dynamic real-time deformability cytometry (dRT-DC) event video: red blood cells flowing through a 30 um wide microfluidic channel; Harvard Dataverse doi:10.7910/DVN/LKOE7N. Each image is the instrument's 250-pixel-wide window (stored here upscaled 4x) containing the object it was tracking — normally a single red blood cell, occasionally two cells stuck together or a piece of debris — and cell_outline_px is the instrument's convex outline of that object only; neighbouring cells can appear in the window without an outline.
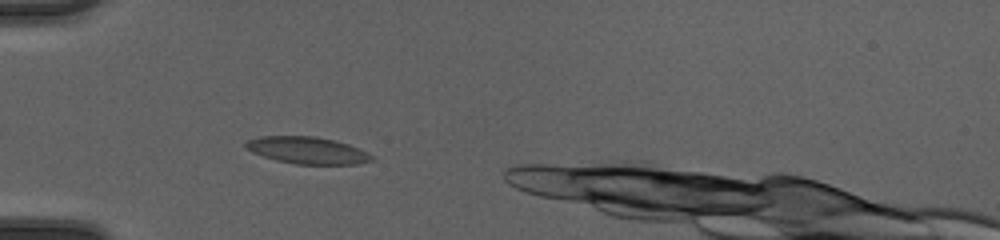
{"species": "common noctule bat (a hibernating species)", "species_latin": "Nyctalus noctula", "temperature_condition": "cold", "stored_images_in_passage": 29, "camera_frame_rate_fps": 3000, "um_per_image_px": 0.085, "animal": {"sex": "female", "body_mass_g": 20.0, "forearm_length_mm": 54.0}, "frame": {"image": 1, "passage_image": 2, "time_ms": 0.333, "image_size_px": [1000, 240], "cell_outline_px": [[376, 160], [356, 164], [296, 164], [276, 160], [252, 152], [244, 148], [244, 144], [248, 140], [260, 136], [316, 136], [348, 144], [372, 156]], "centroid_in_image_um": [26.08, 12.78], "position_along_channel_um": 58.9, "area_um2": 19.59}}
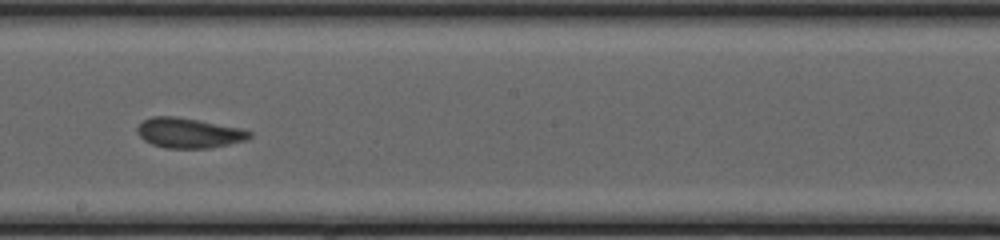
{"frame": {"image": 2, "passage_image": 15, "time_ms": 4.667, "image_size_px": [1000, 240], "cell_outline_px": [[252, 136], [244, 140], [228, 144], [208, 148], [164, 148], [152, 144], [144, 140], [136, 132], [136, 128], [144, 120], [152, 116], [176, 116], [240, 128], [252, 132]], "centroid_in_image_um": [16.01, 11.3], "position_along_channel_um": 232.2, "area_um2": 19.48}}
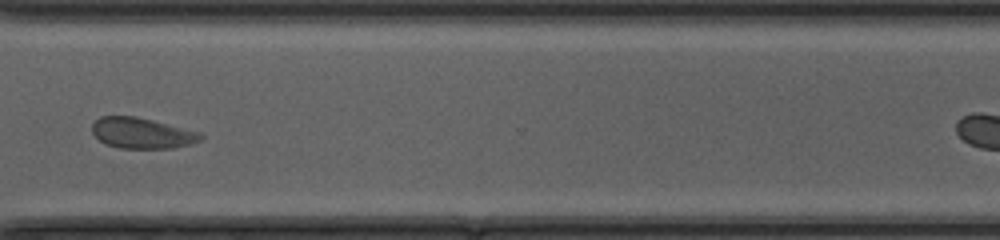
{"frame": {"image": 3, "passage_image": 24, "time_ms": 7.667, "image_size_px": [1000, 240], "cell_outline_px": [[204, 136], [200, 140], [188, 144], [172, 148], [120, 148], [104, 144], [92, 132], [92, 124], [100, 116], [136, 116], [204, 132]], "centroid_in_image_um": [12.09, 11.3], "position_along_channel_um": 358.5, "area_um2": 19.59}}